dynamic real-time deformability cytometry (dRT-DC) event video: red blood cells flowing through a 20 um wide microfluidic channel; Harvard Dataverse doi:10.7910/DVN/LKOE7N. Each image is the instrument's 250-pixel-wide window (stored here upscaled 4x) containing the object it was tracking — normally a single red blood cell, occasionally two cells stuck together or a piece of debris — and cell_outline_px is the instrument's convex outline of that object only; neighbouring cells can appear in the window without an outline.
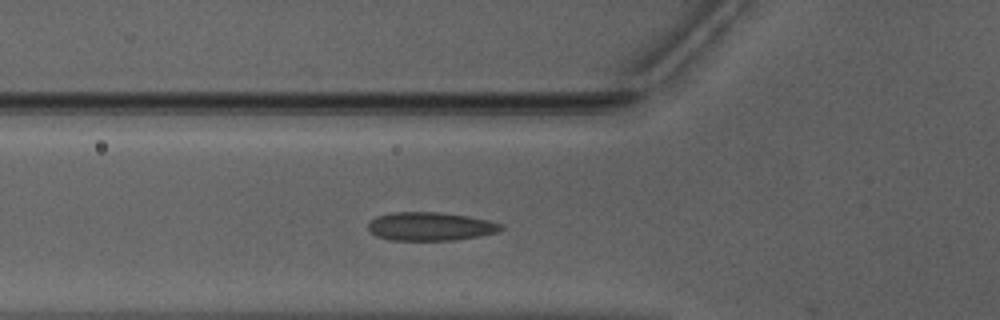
{"species": "Egyptian fruit bat (a non-hibernating species)", "species_latin": "Rousettus aegyptiacus", "temperature_condition": "warm", "stored_images_in_passage": 14, "camera_frame_rate_fps": 3000, "um_per_image_px": 0.085, "animal": {"sex": "male"}, "frame": {"image": 1, "passage_image": 13, "time_ms": 4.0, "image_size_px": [1000, 320], "cell_outline_px": [[504, 228], [496, 232], [480, 236], [456, 240], [392, 240], [376, 236], [368, 228], [368, 224], [376, 216], [392, 212], [440, 212], [468, 216], [488, 220], [504, 224]], "centroid_in_image_um": [36.61, 19.24], "position_along_channel_um": 89.2, "area_um2": 22.08}}